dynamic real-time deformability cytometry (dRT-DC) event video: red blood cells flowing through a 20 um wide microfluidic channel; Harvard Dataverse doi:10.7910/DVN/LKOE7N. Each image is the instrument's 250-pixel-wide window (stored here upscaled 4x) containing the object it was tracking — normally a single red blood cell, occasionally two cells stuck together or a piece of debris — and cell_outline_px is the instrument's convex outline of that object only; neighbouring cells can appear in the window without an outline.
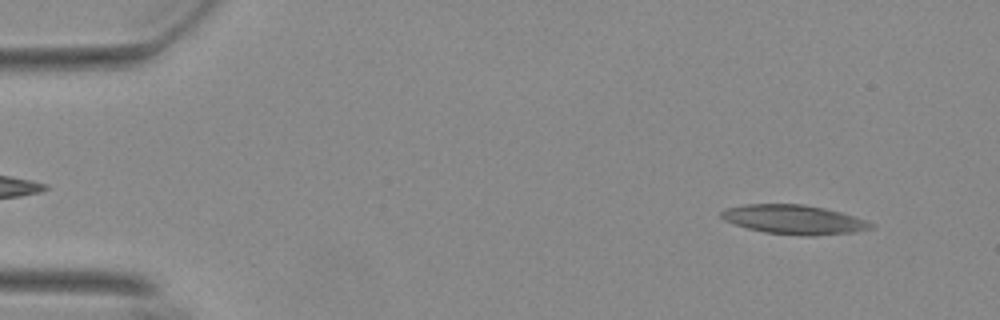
{"species": "Egyptian fruit bat (a non-hibernating species)", "species_latin": "Rousettus aegyptiacus", "temperature_condition": "warm", "stored_images_in_passage": 11, "camera_frame_rate_fps": 3000, "um_per_image_px": 0.085, "animal": {"sex": "female"}, "frame": {"image": 1, "passage_image": 5, "time_ms": 1.333, "image_size_px": [1000, 320], "cell_outline_px": [[876, 224], [872, 228], [852, 232], [812, 236], [804, 236], [764, 232], [748, 228], [724, 220], [720, 216], [720, 212], [728, 208], [744, 204], [804, 204], [824, 208], [840, 212]], "centroid_in_image_um": [67.47, 18.66], "position_along_channel_um": 17.5, "area_um2": 25.26}}